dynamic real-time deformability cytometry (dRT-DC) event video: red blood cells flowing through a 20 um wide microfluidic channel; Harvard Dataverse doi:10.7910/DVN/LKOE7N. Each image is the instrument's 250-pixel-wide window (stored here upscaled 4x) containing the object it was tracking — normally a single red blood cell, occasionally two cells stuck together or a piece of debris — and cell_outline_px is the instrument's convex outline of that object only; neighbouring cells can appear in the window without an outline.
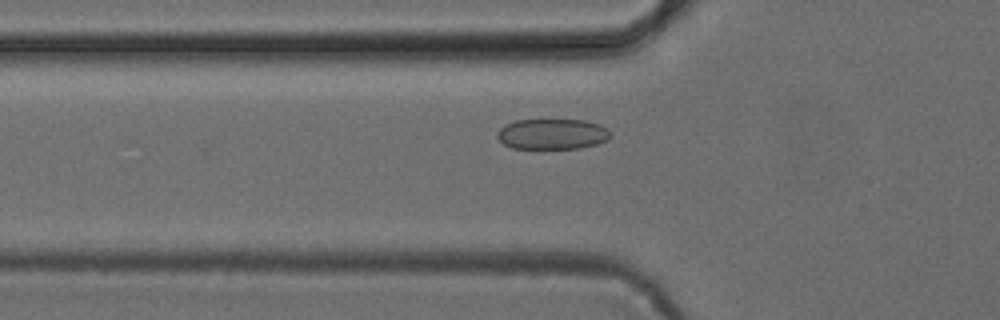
{"species": "common noctule bat (a hibernating species)", "species_latin": "Nyctalus noctula", "temperature_condition": "cold", "stored_images_in_passage": 43, "camera_frame_rate_fps": 3000, "um_per_image_px": 0.085, "animal": {"sex": "female", "body_mass_g": 24.6, "forearm_length_mm": 56.2}, "frame": {"image": 1, "passage_image": 9, "time_ms": 2.667, "image_size_px": [1000, 320], "cell_outline_px": [[612, 136], [608, 140], [596, 144], [580, 148], [544, 152], [512, 148], [504, 144], [496, 136], [496, 132], [504, 124], [516, 120], [584, 120], [600, 124], [608, 128], [612, 132]], "centroid_in_image_um": [46.94, 11.45], "position_along_channel_um": 78.9, "area_um2": 21.33}}
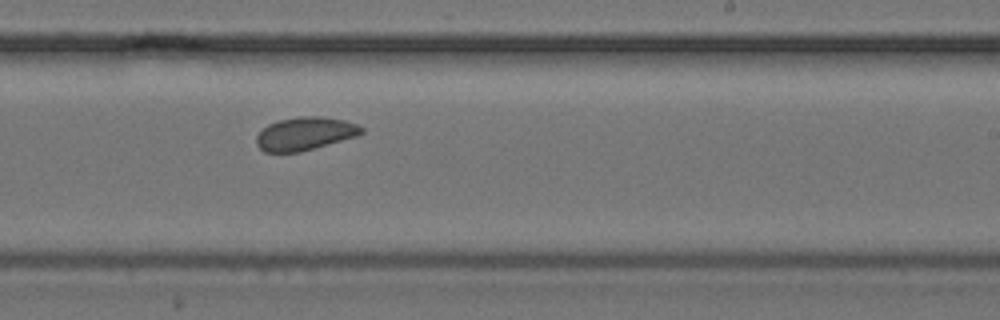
{"frame": {"image": 2, "passage_image": 23, "time_ms": 7.333, "image_size_px": [1000, 320], "cell_outline_px": [[364, 132], [356, 136], [300, 152], [264, 152], [256, 144], [256, 136], [268, 124], [280, 120], [300, 116], [320, 116], [344, 120], [356, 124], [364, 128]], "centroid_in_image_um": [25.92, 11.36], "position_along_channel_um": 263.1, "area_um2": 20.11}}
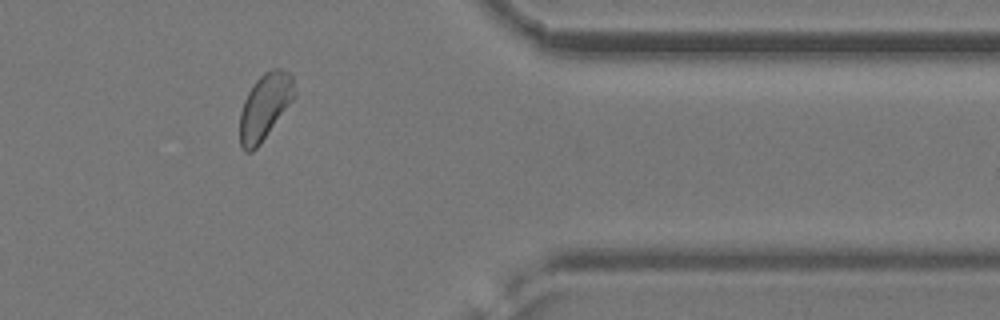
{"frame": {"image": 3, "passage_image": 34, "time_ms": 11.0, "image_size_px": [1000, 320], "cell_outline_px": [[296, 96], [260, 144], [252, 152], [244, 152], [240, 144], [240, 112], [244, 100], [248, 92], [256, 80], [264, 72], [276, 68], [280, 68], [292, 72], [296, 92]], "centroid_in_image_um": [22.53, 9.04], "position_along_channel_um": 388.9, "area_um2": 21.15}}